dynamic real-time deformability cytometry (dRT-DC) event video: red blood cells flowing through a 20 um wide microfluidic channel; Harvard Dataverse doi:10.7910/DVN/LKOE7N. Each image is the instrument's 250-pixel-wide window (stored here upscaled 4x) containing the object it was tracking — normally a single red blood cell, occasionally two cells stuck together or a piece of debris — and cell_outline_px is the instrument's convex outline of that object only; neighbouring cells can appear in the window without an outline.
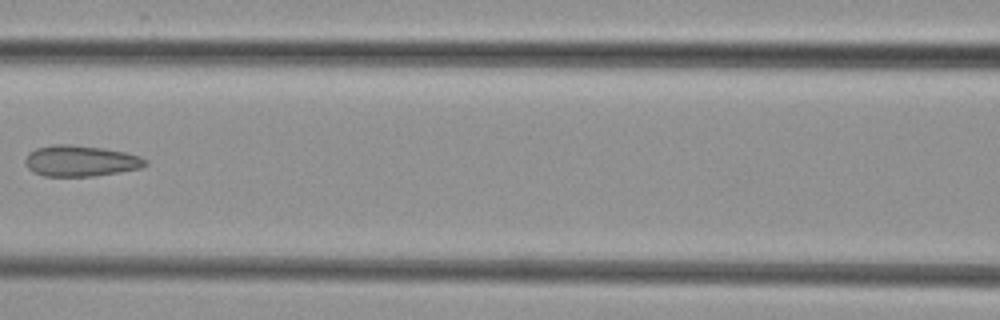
{"species": "common noctule bat (a hibernating species)", "species_latin": "Nyctalus noctula", "temperature_condition": "cold", "stored_images_in_passage": 7, "camera_frame_rate_fps": 3000, "um_per_image_px": 0.085, "animal": {"sex": "female", "body_mass_g": 29.2, "forearm_length_mm": 56.3}, "frame": {"image": 1, "passage_image": 7, "time_ms": 7.667, "image_size_px": [1000, 320], "cell_outline_px": [[148, 164], [140, 168], [96, 176], [44, 176], [32, 172], [24, 164], [24, 160], [28, 152], [36, 148], [52, 144], [72, 144], [104, 148], [128, 152], [140, 156], [148, 160]], "centroid_in_image_um": [6.84, 13.67], "position_along_channel_um": 159.8, "area_um2": 22.08}}